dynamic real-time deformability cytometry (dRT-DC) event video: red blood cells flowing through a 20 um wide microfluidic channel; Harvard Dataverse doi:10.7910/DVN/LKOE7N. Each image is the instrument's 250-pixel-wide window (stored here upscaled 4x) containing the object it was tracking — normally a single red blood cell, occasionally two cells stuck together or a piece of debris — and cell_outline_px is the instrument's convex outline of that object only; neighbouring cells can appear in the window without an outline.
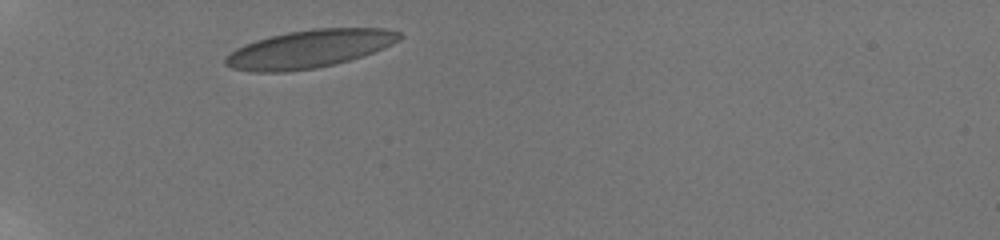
{"species": "human", "species_latin": "Homo sapiens", "temperature_condition": "room temperature", "stored_images_in_passage": 5, "camera_frame_rate_fps": 3000, "um_per_image_px": 0.085, "donor": {"sex": "male"}, "frame": {"image": 1, "passage_image": 1, "time_ms": 0.0, "image_size_px": [1000, 240], "cell_outline_px": [[404, 36], [400, 40], [392, 44], [372, 52], [348, 60], [316, 68], [284, 72], [252, 72], [232, 68], [224, 64], [224, 56], [236, 48], [244, 44], [256, 40], [288, 32], [312, 28], [384, 28], [400, 32]], "centroid_in_image_um": [26.26, 4.15], "position_along_channel_um": 58.7, "area_um2": 38.38}}
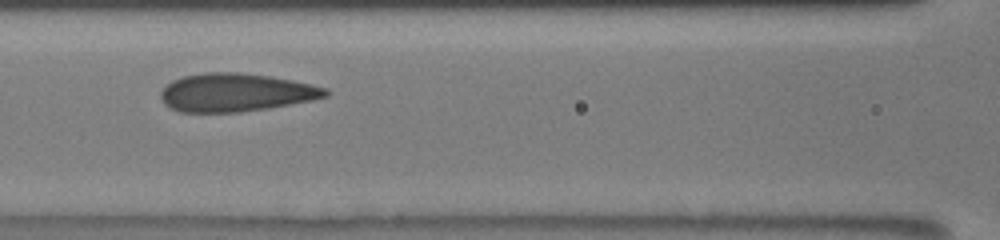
{"frame": {"image": 2, "passage_image": 4, "time_ms": 3.0, "image_size_px": [1000, 240], "cell_outline_px": [[332, 92], [328, 96], [312, 100], [268, 108], [240, 112], [180, 112], [168, 108], [164, 104], [160, 96], [160, 92], [172, 80], [184, 76], [204, 72], [240, 72], [268, 76], [292, 80], [328, 88]], "centroid_in_image_um": [20.04, 7.86], "position_along_channel_um": 146.6, "area_um2": 36.82}}